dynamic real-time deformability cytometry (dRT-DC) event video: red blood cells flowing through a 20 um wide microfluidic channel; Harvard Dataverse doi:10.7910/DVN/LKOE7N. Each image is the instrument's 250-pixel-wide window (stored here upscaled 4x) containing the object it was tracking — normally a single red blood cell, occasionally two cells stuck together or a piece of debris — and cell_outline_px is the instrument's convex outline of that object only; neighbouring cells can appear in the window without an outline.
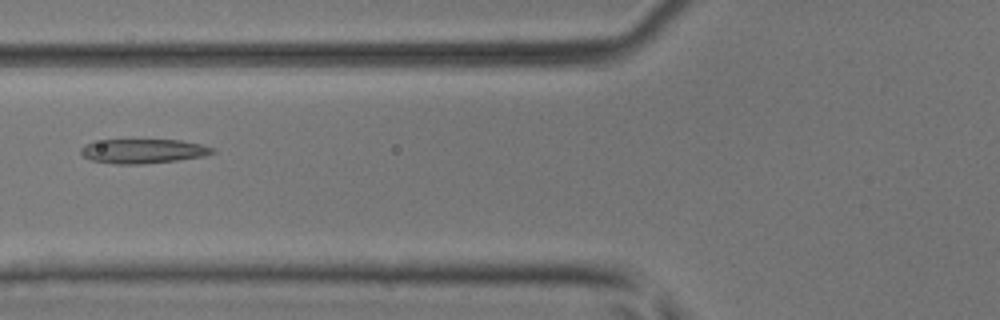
{"species": "common noctule bat (a hibernating species)", "species_latin": "Nyctalus noctula", "temperature_condition": "room temperature", "stored_images_in_passage": 29, "camera_frame_rate_fps": 3000, "um_per_image_px": 0.085, "animal": {"sex": "male", "body_mass_g": 17.9, "forearm_length_mm": 54.2}, "frame": {"image": 1, "passage_image": 10, "time_ms": 3.0, "image_size_px": [1000, 320], "cell_outline_px": [[216, 152], [204, 156], [176, 160], [140, 164], [116, 164], [92, 160], [84, 156], [80, 152], [80, 148], [84, 144], [92, 140], [180, 140], [204, 144], [216, 148]], "centroid_in_image_um": [12.18, 12.83], "position_along_channel_um": 113.6, "area_um2": 18.84}}
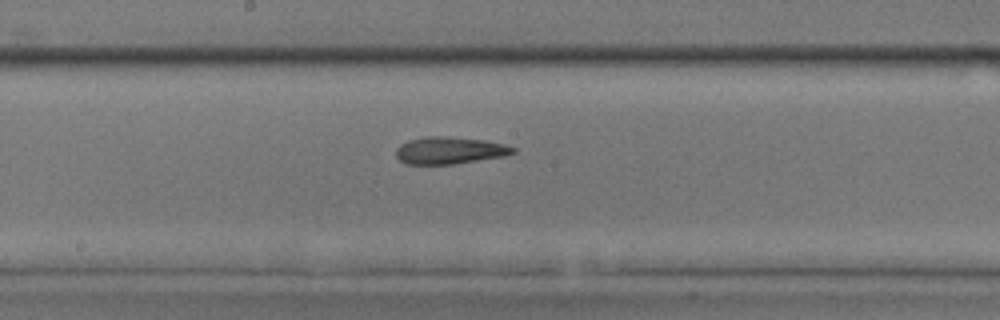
{"frame": {"image": 2, "passage_image": 17, "time_ms": 5.333, "image_size_px": [1000, 320], "cell_outline_px": [[516, 152], [504, 156], [452, 164], [404, 164], [396, 156], [396, 148], [400, 144], [408, 140], [428, 136], [444, 136], [484, 140], [504, 144], [516, 148]], "centroid_in_image_um": [38.19, 12.78], "position_along_channel_um": 210.0, "area_um2": 18.44}}
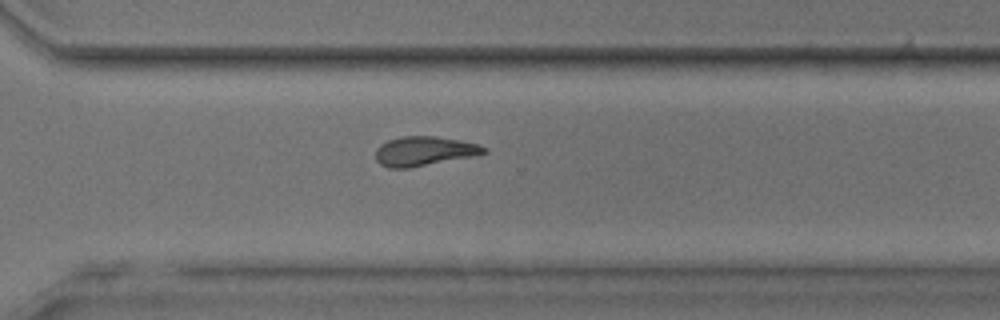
{"frame": {"image": 3, "passage_image": 26, "time_ms": 8.333, "image_size_px": [1000, 320], "cell_outline_px": [[488, 152], [472, 156], [408, 168], [388, 168], [380, 164], [376, 160], [376, 148], [380, 144], [388, 140], [404, 136], [436, 136], [476, 144], [488, 148]], "centroid_in_image_um": [36.01, 12.85], "position_along_channel_um": 334.6, "area_um2": 18.32}, "authors_computed_cell_mechanics": {"area_um2": 18.5538, "velocity_mm_per_s": 4.1523, "shape_relaxation_time_tau1_ms": null, "shape_relaxation_time_tau2_ms": 3.5876, "deformation_change_tau1": null, "deformation_change_tau2": 0.1245}}